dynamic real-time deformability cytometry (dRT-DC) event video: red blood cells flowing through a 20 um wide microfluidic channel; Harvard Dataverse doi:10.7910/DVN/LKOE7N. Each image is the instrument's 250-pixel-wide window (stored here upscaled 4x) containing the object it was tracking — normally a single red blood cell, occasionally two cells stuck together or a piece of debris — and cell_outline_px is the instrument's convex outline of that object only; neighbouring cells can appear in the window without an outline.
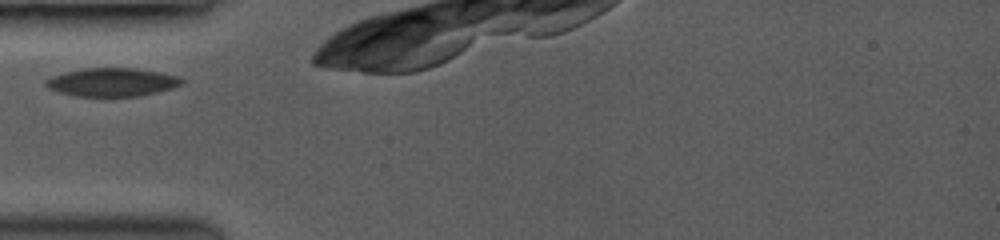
{"species": "common noctule bat (a hibernating species)", "species_latin": "Nyctalus noctula", "temperature_condition": "room temperature", "stored_images_in_passage": 18, "camera_frame_rate_fps": 3000, "um_per_image_px": 0.085, "animal": {"sex": "female", "body_mass_g": 19.0, "forearm_length_mm": 53.3}, "frame": {"image": 1, "passage_image": 1, "time_ms": 0.0, "image_size_px": [1000, 240], "cell_outline_px": [[184, 84], [172, 88], [140, 96], [76, 96], [60, 92], [48, 88], [44, 84], [44, 80], [52, 76], [64, 72], [84, 68], [136, 68], [160, 72], [180, 76], [184, 80]], "centroid_in_image_um": [9.54, 6.98], "position_along_channel_um": 75.5, "area_um2": 22.6}}